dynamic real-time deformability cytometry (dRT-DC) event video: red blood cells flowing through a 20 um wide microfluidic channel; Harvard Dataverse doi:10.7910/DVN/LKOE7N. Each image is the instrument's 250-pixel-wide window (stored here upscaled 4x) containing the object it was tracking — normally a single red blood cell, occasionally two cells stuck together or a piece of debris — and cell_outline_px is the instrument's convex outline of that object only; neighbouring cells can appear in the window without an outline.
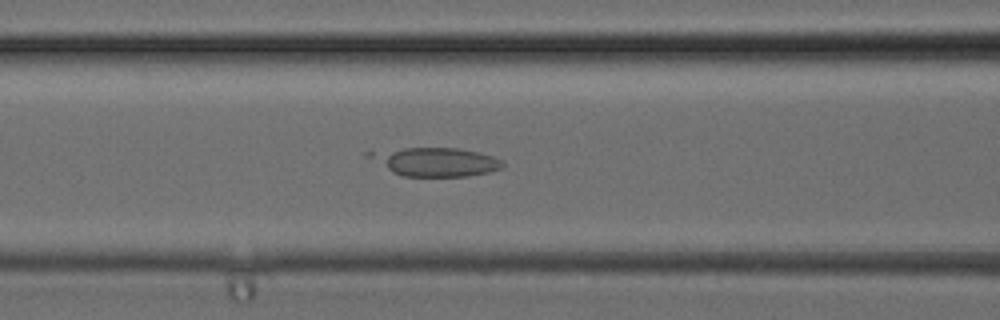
{"species": "common noctule bat (a hibernating species)", "species_latin": "Nyctalus noctula", "temperature_condition": "cold", "stored_images_in_passage": 31, "camera_frame_rate_fps": 3000, "um_per_image_px": 0.085, "animal": {"sex": "female", "body_mass_g": 24.6, "forearm_length_mm": 56.2}, "frame": {"image": 1, "passage_image": 12, "time_ms": 3.667, "image_size_px": [1000, 320], "cell_outline_px": [[504, 168], [488, 172], [468, 176], [404, 176], [392, 172], [388, 168], [380, 156], [404, 148], [460, 148], [492, 156], [500, 160], [504, 164]], "centroid_in_image_um": [37.4, 13.79], "position_along_channel_um": 129.2, "area_um2": 20.35}}
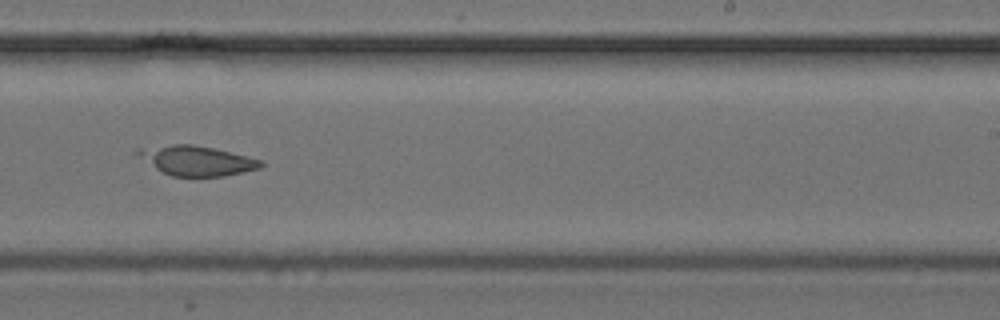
{"frame": {"image": 2, "passage_image": 19, "time_ms": 6.0, "image_size_px": [1000, 320], "cell_outline_px": [[264, 164], [260, 168], [224, 176], [172, 176], [156, 168], [132, 152], [136, 148], [172, 144], [192, 144], [212, 148], [248, 156], [260, 160]], "centroid_in_image_um": [16.68, 13.64], "position_along_channel_um": 272.3, "area_um2": 21.15}}
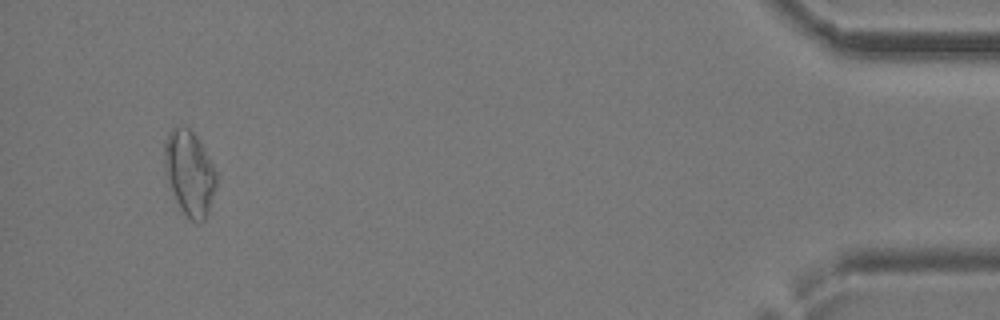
{"frame": {"image": 3, "passage_image": 30, "time_ms": 9.667, "image_size_px": [1000, 320], "cell_outline_px": [[216, 188], [208, 212], [204, 220], [200, 224], [192, 220], [180, 208], [176, 200], [164, 172], [164, 144], [168, 132], [172, 128], [188, 128], [196, 136], [204, 148], [216, 172]], "centroid_in_image_um": [16.1, 14.72], "position_along_channel_um": 419.1, "area_um2": 25.37}}